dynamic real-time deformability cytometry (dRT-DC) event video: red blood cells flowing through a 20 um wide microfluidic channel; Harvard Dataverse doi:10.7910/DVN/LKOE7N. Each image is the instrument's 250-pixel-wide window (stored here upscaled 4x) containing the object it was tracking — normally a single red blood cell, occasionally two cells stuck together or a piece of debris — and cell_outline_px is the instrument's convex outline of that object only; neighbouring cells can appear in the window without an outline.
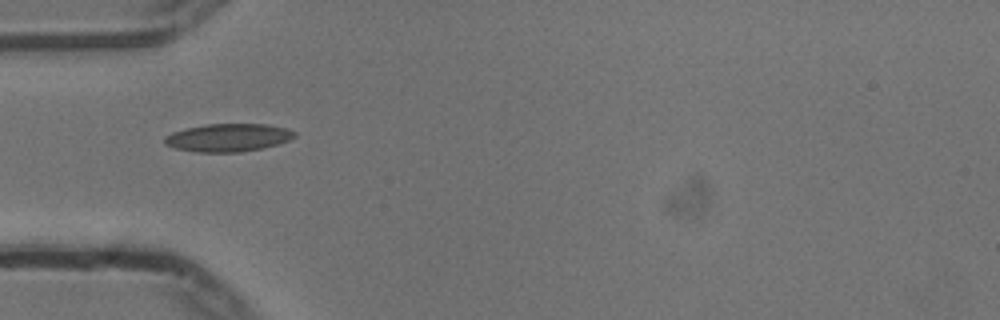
{"species": "common noctule bat (a hibernating species)", "species_latin": "Nyctalus noctula", "temperature_condition": "cold", "stored_images_in_passage": 4, "camera_frame_rate_fps": 3000, "um_per_image_px": 0.085, "animal": {"sex": "male", "body_mass_g": 13.3}, "frame": {"image": 1, "passage_image": 1, "time_ms": 0.0, "image_size_px": [1000, 320], "cell_outline_px": [[296, 136], [288, 140], [276, 144], [260, 148], [240, 152], [196, 152], [176, 148], [164, 144], [164, 136], [172, 132], [184, 128], [204, 124], [268, 124], [288, 128], [296, 132]], "centroid_in_image_um": [19.37, 11.68], "position_along_channel_um": 65.6, "area_um2": 21.21}}